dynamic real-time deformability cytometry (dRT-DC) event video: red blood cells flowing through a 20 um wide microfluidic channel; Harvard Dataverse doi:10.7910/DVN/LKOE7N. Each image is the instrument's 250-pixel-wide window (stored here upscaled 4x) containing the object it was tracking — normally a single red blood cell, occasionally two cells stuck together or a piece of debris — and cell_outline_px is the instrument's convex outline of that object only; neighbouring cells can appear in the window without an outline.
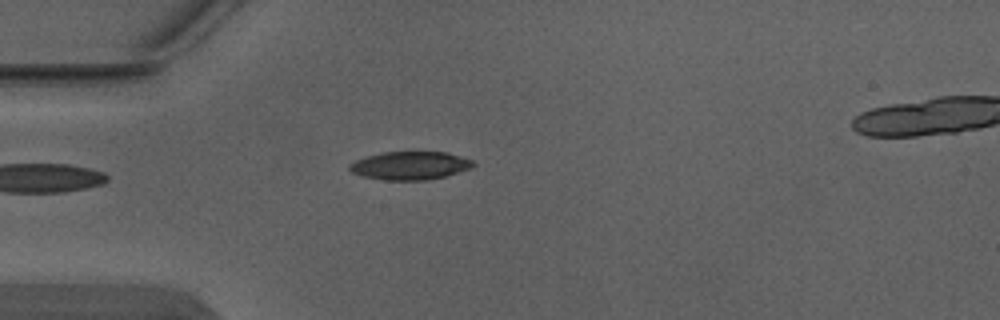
{"species": "Egyptian fruit bat (a non-hibernating species)", "species_latin": "Rousettus aegyptiacus", "temperature_condition": "warm", "stored_images_in_passage": 5, "camera_frame_rate_fps": 3000, "um_per_image_px": 0.085, "animal": {"sex": "male"}, "frame": {"image": 1, "passage_image": 4, "time_ms": 1.0, "image_size_px": [1000, 320], "cell_outline_px": [[476, 164], [468, 168], [444, 176], [424, 180], [384, 180], [364, 176], [352, 172], [348, 168], [356, 160], [368, 156], [384, 152], [448, 152], [472, 160]], "centroid_in_image_um": [34.86, 14.07], "position_along_channel_um": 50.1, "area_um2": 19.88}}